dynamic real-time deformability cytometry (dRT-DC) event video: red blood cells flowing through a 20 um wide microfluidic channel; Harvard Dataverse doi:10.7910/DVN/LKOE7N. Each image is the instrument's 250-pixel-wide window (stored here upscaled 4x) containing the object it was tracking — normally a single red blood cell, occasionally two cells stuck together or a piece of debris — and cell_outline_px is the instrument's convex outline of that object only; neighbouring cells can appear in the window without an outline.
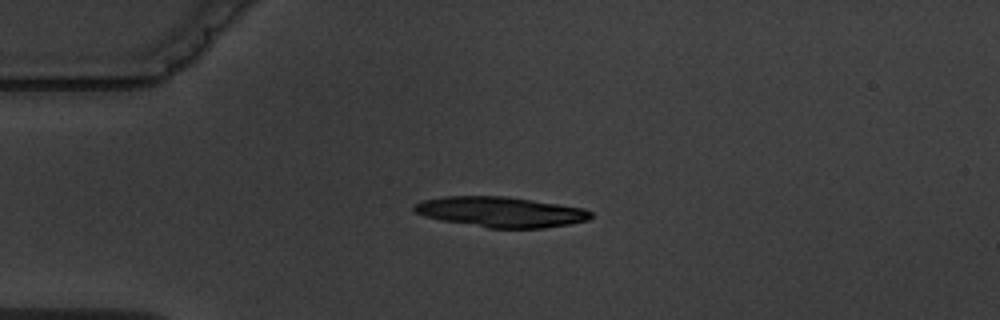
{"species": "common noctule bat (a hibernating species)", "species_latin": "Nyctalus noctula", "temperature_condition": "warm", "stored_images_in_passage": 4, "camera_frame_rate_fps": 3000, "um_per_image_px": 0.085, "animal": {"sex": "male", "body_mass_g": 19.5, "forearm_length_mm": 54.6}, "frame": {"image": 1, "passage_image": 3, "time_ms": 2.333, "image_size_px": [1000, 320], "cell_outline_px": [[592, 216], [588, 220], [568, 224], [544, 228], [488, 228], [440, 220], [424, 216], [416, 212], [412, 208], [412, 204], [424, 200], [444, 196], [504, 196], [532, 200], [584, 208], [592, 212]], "centroid_in_image_um": [42.54, 18.01], "position_along_channel_um": 42.5, "area_um2": 31.21}}